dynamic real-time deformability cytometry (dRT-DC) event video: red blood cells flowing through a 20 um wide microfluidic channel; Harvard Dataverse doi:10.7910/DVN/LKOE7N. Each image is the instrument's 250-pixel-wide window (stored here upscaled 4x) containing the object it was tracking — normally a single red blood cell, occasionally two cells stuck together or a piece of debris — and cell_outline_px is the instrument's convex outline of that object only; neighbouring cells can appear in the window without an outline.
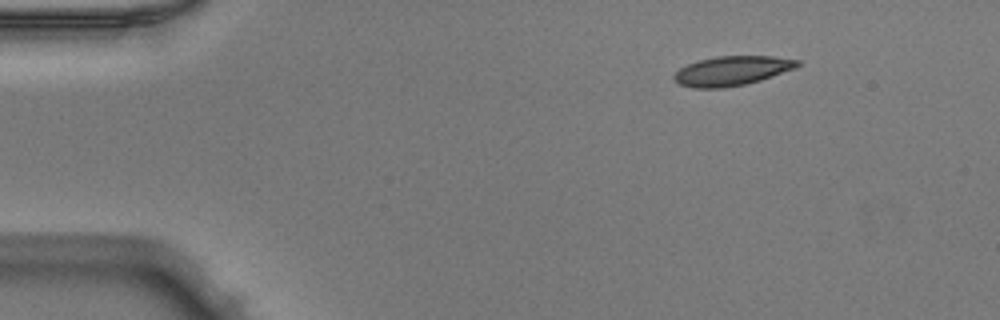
{"species": "Egyptian fruit bat (a non-hibernating species)", "species_latin": "Rousettus aegyptiacus", "temperature_condition": "warm", "stored_images_in_passage": 44, "camera_frame_rate_fps": 3000, "um_per_image_px": 0.085, "animal": {"sex": "male"}, "frame": {"image": 1, "passage_image": 1, "time_ms": 0.0, "image_size_px": [1000, 320], "cell_outline_px": [[800, 64], [792, 68], [760, 80], [744, 84], [720, 88], [696, 88], [680, 84], [672, 76], [680, 68], [696, 60], [716, 56], [772, 56], [800, 60]], "centroid_in_image_um": [62.17, 6.0], "position_along_channel_um": 22.8, "area_um2": 20.81}}
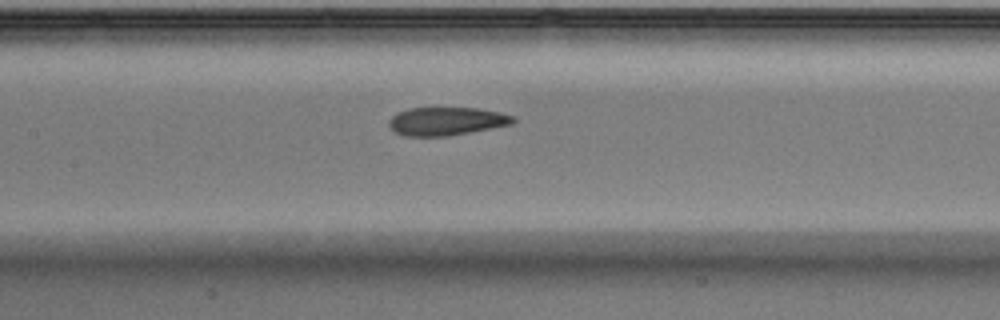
{"frame": {"image": 2, "passage_image": 18, "time_ms": 5.667, "image_size_px": [1000, 320], "cell_outline_px": [[516, 120], [512, 124], [492, 128], [448, 136], [404, 136], [392, 132], [388, 124], [388, 120], [396, 112], [408, 108], [480, 108], [500, 112], [516, 116]], "centroid_in_image_um": [37.93, 10.3], "position_along_channel_um": 169.5, "area_um2": 20.75}}
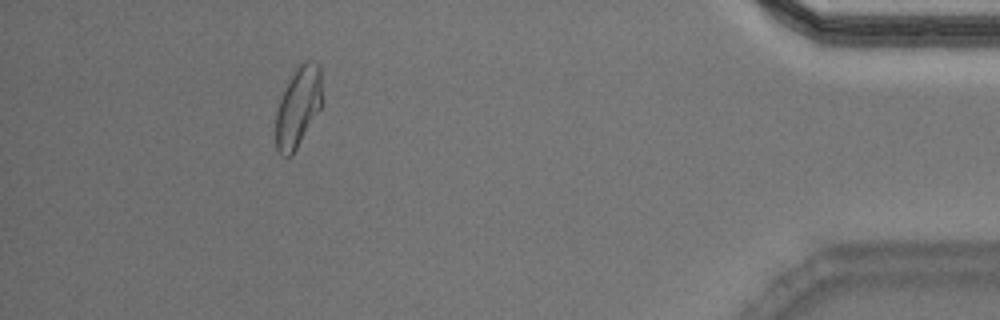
{"frame": {"image": 3, "passage_image": 40, "time_ms": 13.0, "image_size_px": [1000, 320], "cell_outline_px": [[324, 100], [320, 108], [292, 156], [280, 156], [276, 148], [276, 108], [284, 88], [292, 72], [304, 60], [308, 60], [320, 64]], "centroid_in_image_um": [25.35, 9.05], "position_along_channel_um": 409.8, "area_um2": 22.14}, "authors_computed_cell_mechanics": {"area_um2": 21.5305, "velocity_mm_per_s": 4.01, "shape_relaxation_time_tau1_ms": null, "shape_relaxation_time_tau2_ms": 2.0963, "deformation_change_tau1": null, "deformation_change_tau2": 0.0774}}